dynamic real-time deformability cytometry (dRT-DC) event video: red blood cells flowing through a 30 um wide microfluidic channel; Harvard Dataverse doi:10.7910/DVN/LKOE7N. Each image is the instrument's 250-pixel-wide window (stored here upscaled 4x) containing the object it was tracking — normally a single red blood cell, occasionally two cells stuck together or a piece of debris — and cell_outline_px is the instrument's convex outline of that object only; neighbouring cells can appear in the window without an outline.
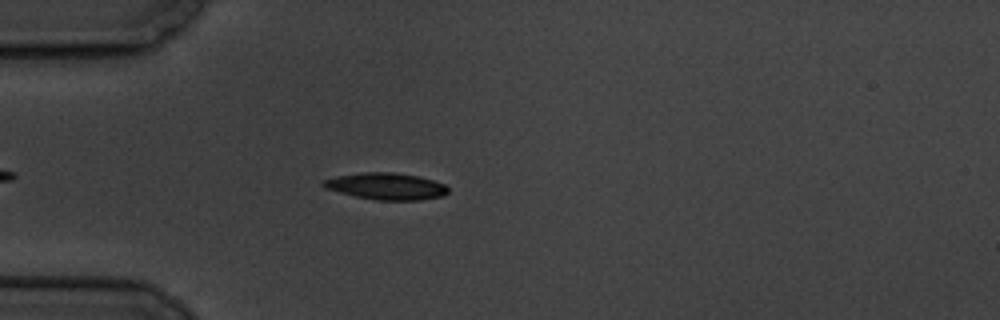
{"species": "common noctule bat (a hibernating species)", "species_latin": "Nyctalus noctula", "temperature_condition": "cold", "stored_images_in_passage": 2, "camera_frame_rate_fps": 3000, "um_per_image_px": 0.085, "animal": {"sex": "male", "body_mass_g": 19.5, "forearm_length_mm": 54.6}, "frame": {"image": 1, "passage_image": 1, "time_ms": 0.0, "image_size_px": [1000, 320], "cell_outline_px": [[448, 192], [444, 196], [420, 200], [376, 200], [356, 196], [324, 188], [320, 184], [320, 180], [336, 176], [364, 172], [392, 172], [420, 176], [444, 184], [448, 188]], "centroid_in_image_um": [32.81, 15.82], "position_along_channel_um": 52.2, "area_um2": 19.54}}